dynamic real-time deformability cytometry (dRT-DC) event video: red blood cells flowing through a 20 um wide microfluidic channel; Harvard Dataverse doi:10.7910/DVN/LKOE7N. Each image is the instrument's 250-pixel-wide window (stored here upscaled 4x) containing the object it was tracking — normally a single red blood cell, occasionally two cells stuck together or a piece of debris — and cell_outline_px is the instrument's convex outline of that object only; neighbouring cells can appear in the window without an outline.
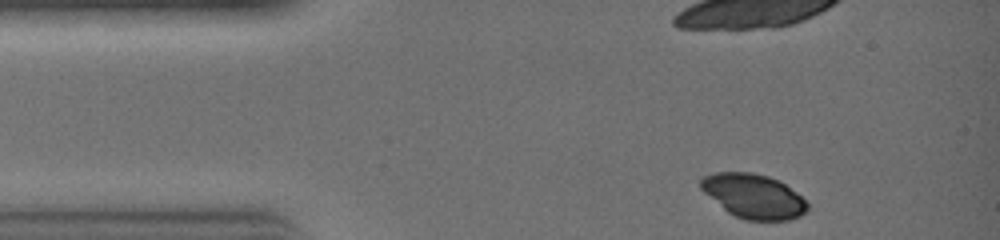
{"species": "common noctule bat (a hibernating species)", "species_latin": "Nyctalus noctula", "temperature_condition": "warm", "stored_images_in_passage": 24, "camera_frame_rate_fps": 3000, "um_per_image_px": 0.085, "animal": {"sex": "female", "body_mass_g": 19.0, "forearm_length_mm": 51.5}, "frame": {"image": 1, "passage_image": 1, "time_ms": 0.0, "image_size_px": [1000, 240], "cell_outline_px": [[808, 212], [800, 216], [788, 220], [744, 220], [728, 212], [704, 192], [700, 188], [700, 180], [704, 176], [712, 172], [752, 172], [768, 176], [784, 184], [796, 192], [808, 204]], "centroid_in_image_um": [64.05, 16.67], "position_along_channel_um": 21.0, "area_um2": 27.4}}